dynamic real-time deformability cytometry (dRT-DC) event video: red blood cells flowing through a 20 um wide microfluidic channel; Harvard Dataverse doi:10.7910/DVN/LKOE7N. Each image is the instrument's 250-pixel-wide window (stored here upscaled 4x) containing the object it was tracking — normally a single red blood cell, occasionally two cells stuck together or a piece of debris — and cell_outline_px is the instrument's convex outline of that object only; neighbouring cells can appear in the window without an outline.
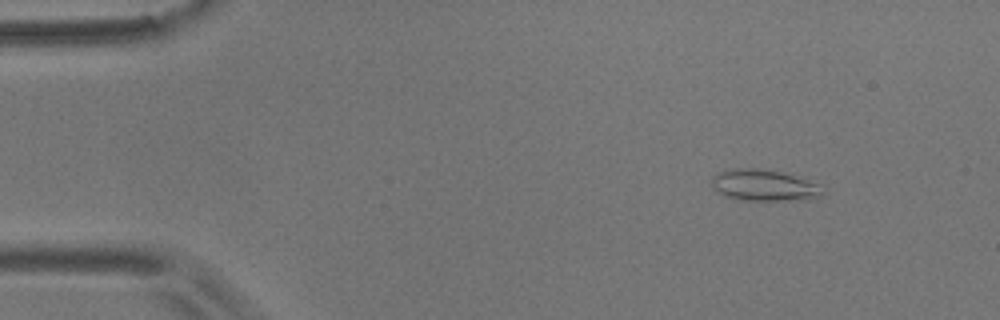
{"species": "common noctule bat (a hibernating species)", "species_latin": "Nyctalus noctula", "temperature_condition": "room temperature", "stored_images_in_passage": 5, "camera_frame_rate_fps": 3000, "um_per_image_px": 0.085, "animal": {"sex": "male", "body_mass_g": 17.9}, "frame": {"image": 1, "passage_image": 2, "time_ms": 1.0, "image_size_px": [1000, 320], "cell_outline_px": [[824, 192], [820, 196], [800, 200], [740, 200], [724, 196], [712, 184], [712, 176], [716, 172], [736, 168], [756, 168], [780, 172], [820, 184]], "centroid_in_image_um": [64.93, 15.75], "position_along_channel_um": 20.1, "area_um2": 20.06}}